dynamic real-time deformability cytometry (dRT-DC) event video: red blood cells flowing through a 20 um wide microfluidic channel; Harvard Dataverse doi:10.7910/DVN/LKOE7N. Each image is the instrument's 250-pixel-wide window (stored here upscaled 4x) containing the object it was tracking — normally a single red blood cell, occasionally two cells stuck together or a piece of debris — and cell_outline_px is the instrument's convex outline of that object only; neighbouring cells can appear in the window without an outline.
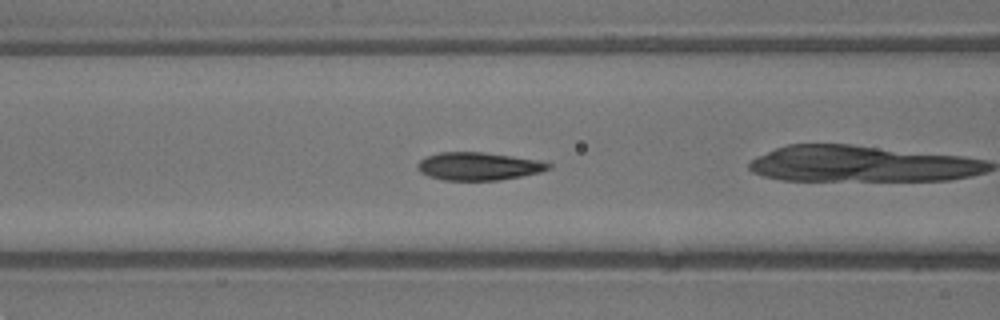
{"species": "common noctule bat (a hibernating species)", "species_latin": "Nyctalus noctula", "temperature_condition": "warm", "stored_images_in_passage": 30, "camera_frame_rate_fps": 3000, "um_per_image_px": 0.085, "animal": {"sex": "male", "body_mass_g": 13.3}, "frame": {"image": 1, "passage_image": 5, "time_ms": 1.333, "image_size_px": [1000, 320], "cell_outline_px": [[552, 168], [540, 172], [500, 180], [444, 180], [428, 176], [420, 172], [416, 168], [416, 164], [420, 160], [428, 156], [440, 152], [484, 152], [540, 160], [552, 164]], "centroid_in_image_um": [40.67, 14.13], "position_along_channel_um": 125.9, "area_um2": 21.33}}